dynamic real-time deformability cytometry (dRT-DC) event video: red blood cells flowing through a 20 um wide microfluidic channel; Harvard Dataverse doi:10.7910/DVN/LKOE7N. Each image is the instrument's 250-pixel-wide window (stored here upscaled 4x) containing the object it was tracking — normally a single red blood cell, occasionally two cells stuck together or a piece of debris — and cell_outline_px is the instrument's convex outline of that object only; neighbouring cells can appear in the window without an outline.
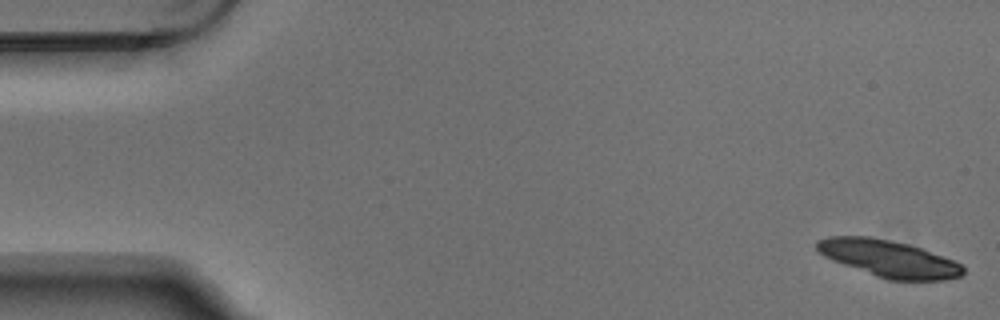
{"species": "Egyptian fruit bat (a non-hibernating species)", "species_latin": "Rousettus aegyptiacus", "temperature_condition": "warm", "stored_images_in_passage": 6, "camera_frame_rate_fps": 3000, "um_per_image_px": 0.085, "animal": {"sex": "male"}, "frame": {"image": 1, "passage_image": 1, "time_ms": 0.0, "image_size_px": [1000, 320], "cell_outline_px": [[964, 272], [960, 276], [944, 280], [888, 280], [876, 276], [832, 260], [824, 256], [816, 248], [816, 240], [828, 236], [872, 236], [908, 244], [920, 248], [952, 260], [960, 264], [964, 268]], "centroid_in_image_um": [75.51, 21.97], "position_along_channel_um": 9.5, "area_um2": 31.15}}